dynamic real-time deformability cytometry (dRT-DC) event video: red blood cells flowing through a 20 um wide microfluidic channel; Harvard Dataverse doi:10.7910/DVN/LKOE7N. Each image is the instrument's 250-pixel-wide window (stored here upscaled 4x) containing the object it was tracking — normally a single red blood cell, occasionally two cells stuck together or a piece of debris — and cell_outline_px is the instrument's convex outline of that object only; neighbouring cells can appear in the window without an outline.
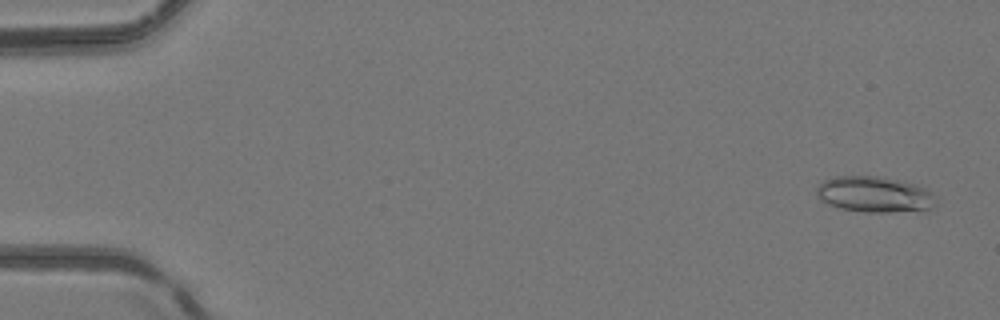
{"species": "common noctule bat (a hibernating species)", "species_latin": "Nyctalus noctula", "temperature_condition": "room temperature", "stored_images_in_passage": 15, "camera_frame_rate_fps": 3000, "um_per_image_px": 0.085, "animal": {"sex": "female", "body_mass_g": 24.6, "forearm_length_mm": 56.2}, "frame": {"image": 1, "passage_image": 3, "time_ms": 0.667, "image_size_px": [1000, 320], "cell_outline_px": [[936, 204], [928, 208], [888, 212], [864, 212], [840, 208], [820, 200], [816, 196], [816, 188], [824, 180], [836, 176], [880, 176], [900, 180], [916, 184], [932, 192], [936, 196]], "centroid_in_image_um": [74.31, 16.51], "position_along_channel_um": 10.7, "area_um2": 24.85}}